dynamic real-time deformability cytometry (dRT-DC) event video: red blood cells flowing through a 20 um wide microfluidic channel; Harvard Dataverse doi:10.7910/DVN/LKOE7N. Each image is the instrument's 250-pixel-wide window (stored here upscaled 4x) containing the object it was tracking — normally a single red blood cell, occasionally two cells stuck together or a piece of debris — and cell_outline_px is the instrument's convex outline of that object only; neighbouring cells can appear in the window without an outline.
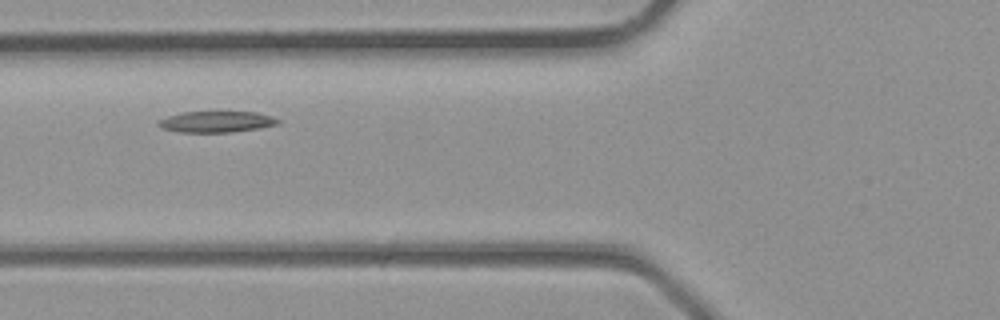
{"species": "common noctule bat (a hibernating species)", "species_latin": "Nyctalus noctula", "temperature_condition": "room temperature", "stored_images_in_passage": 2, "camera_frame_rate_fps": 3000, "um_per_image_px": 0.085, "animal": {"sex": "male", "body_mass_g": 23.1, "forearm_length_mm": 52.7}, "frame": {"image": 1, "passage_image": 2, "time_ms": 0.333, "image_size_px": [1000, 320], "cell_outline_px": [[280, 124], [260, 128], [232, 132], [180, 132], [164, 128], [156, 124], [160, 120], [168, 116], [184, 112], [256, 112], [272, 116], [280, 120]], "centroid_in_image_um": [18.46, 10.35], "position_along_channel_um": 107.3, "area_um2": 14.62}}